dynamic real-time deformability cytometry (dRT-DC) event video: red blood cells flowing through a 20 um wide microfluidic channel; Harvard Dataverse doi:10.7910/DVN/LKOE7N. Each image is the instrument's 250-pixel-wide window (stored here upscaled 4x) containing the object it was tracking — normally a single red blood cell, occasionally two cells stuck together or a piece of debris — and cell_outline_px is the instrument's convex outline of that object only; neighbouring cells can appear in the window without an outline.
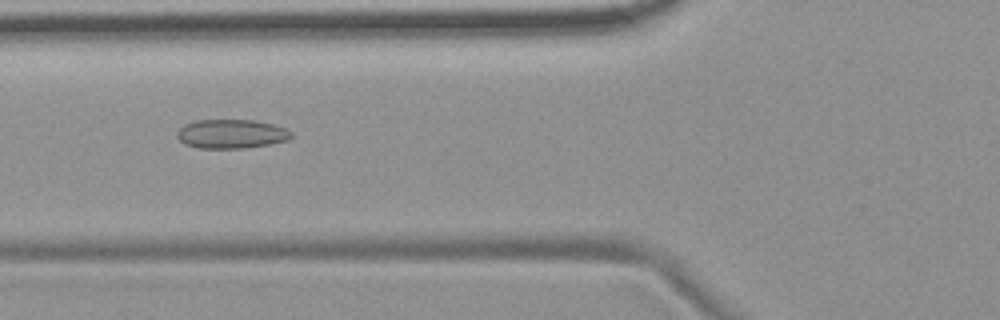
{"species": "common noctule bat (a hibernating species)", "species_latin": "Nyctalus noctula", "temperature_condition": "room temperature", "stored_images_in_passage": 4, "camera_frame_rate_fps": 3000, "um_per_image_px": 0.085, "animal": {"sex": "female", "body_mass_g": 19.9}, "frame": {"image": 1, "passage_image": 3, "time_ms": 2.333, "image_size_px": [1000, 320], "cell_outline_px": [[292, 136], [288, 140], [268, 144], [244, 148], [196, 148], [184, 144], [176, 136], [176, 132], [184, 124], [196, 120], [252, 120], [272, 124], [288, 128], [292, 132]], "centroid_in_image_um": [19.65, 11.38], "position_along_channel_um": 106.2, "area_um2": 19.42}}
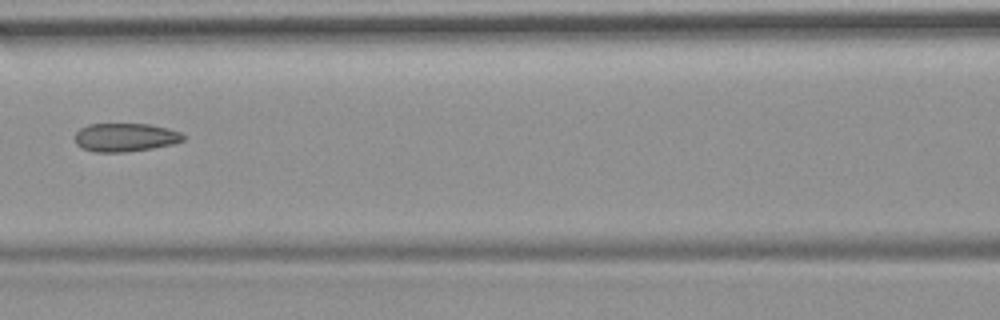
{"frame": {"image": 2, "passage_image": 4, "time_ms": 3.667, "image_size_px": [1000, 320], "cell_outline_px": [[184, 140], [172, 144], [152, 148], [128, 152], [92, 152], [80, 148], [76, 144], [76, 132], [80, 128], [88, 124], [148, 124], [168, 128], [180, 132], [184, 136]], "centroid_in_image_um": [10.62, 11.68], "position_along_channel_um": 156.0, "area_um2": 18.03}}